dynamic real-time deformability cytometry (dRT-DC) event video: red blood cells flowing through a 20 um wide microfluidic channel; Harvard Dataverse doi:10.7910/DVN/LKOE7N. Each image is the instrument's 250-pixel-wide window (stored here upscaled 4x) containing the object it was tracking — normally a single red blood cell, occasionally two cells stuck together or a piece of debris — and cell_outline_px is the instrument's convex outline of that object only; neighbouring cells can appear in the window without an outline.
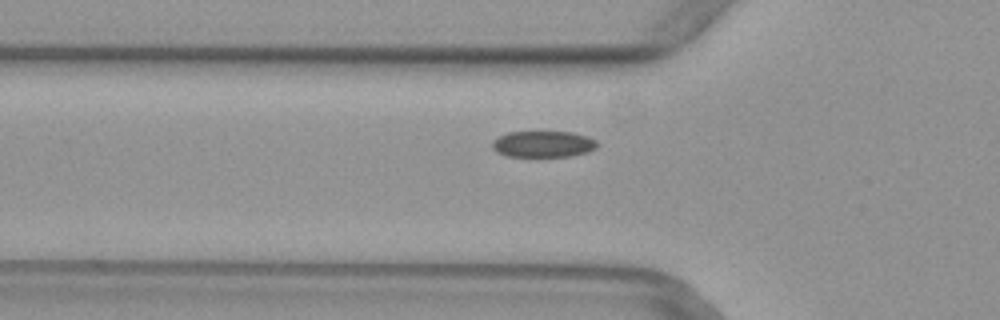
{"species": "common noctule bat (a hibernating species)", "species_latin": "Nyctalus noctula", "temperature_condition": "warm", "stored_images_in_passage": 35, "camera_frame_rate_fps": 3000, "um_per_image_px": 0.085, "animal": {"sex": "female", "body_mass_g": 29.2, "forearm_length_mm": 56.3}, "frame": {"image": 1, "passage_image": 2, "time_ms": 0.333, "image_size_px": [1000, 320], "cell_outline_px": [[600, 144], [596, 148], [588, 152], [568, 156], [508, 156], [496, 152], [492, 148], [492, 140], [496, 136], [508, 132], [572, 132], [588, 136], [596, 140]], "centroid_in_image_um": [46.16, 12.24], "position_along_channel_um": 79.6, "area_um2": 16.24}}
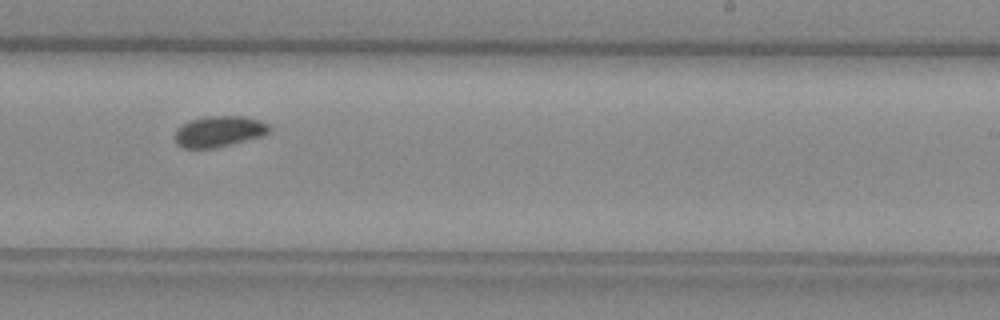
{"frame": {"image": 2, "passage_image": 16, "time_ms": 5.0, "image_size_px": [1000, 320], "cell_outline_px": [[272, 132], [264, 136], [216, 148], [184, 148], [176, 144], [176, 128], [192, 120], [204, 116], [244, 116], [260, 120], [268, 124], [272, 128]], "centroid_in_image_um": [18.69, 11.17], "position_along_channel_um": 270.3, "area_um2": 17.22}}
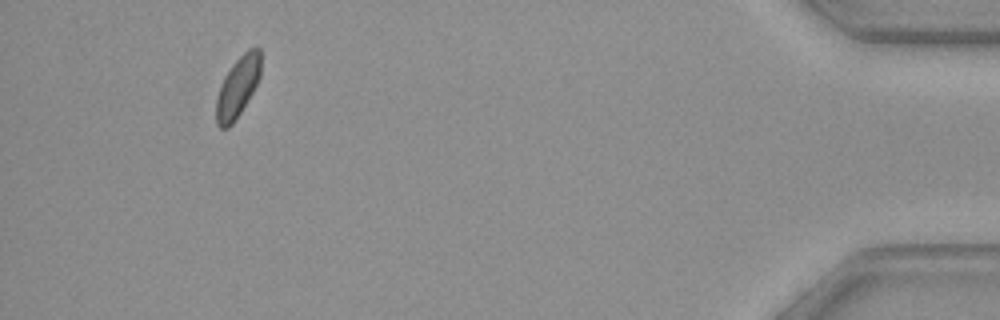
{"frame": {"image": 3, "passage_image": 32, "time_ms": 10.333, "image_size_px": [1000, 320], "cell_outline_px": [[260, 76], [252, 92], [240, 112], [232, 124], [228, 128], [220, 128], [216, 124], [216, 96], [224, 76], [232, 64], [248, 48], [260, 48]], "centroid_in_image_um": [20.18, 7.4], "position_along_channel_um": 415.0, "area_um2": 15.55}}